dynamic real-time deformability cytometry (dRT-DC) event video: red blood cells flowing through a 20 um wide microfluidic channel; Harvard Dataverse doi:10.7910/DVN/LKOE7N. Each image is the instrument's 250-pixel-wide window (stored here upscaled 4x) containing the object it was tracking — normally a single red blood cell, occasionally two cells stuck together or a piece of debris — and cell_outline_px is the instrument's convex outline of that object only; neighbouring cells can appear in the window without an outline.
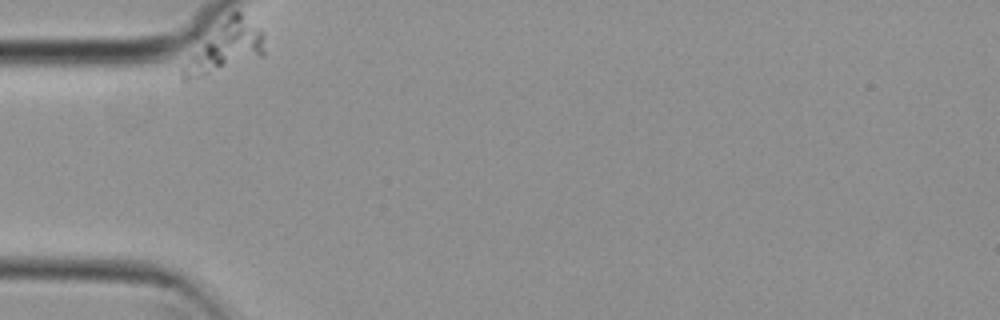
{"species": "common noctule bat (a hibernating species)", "species_latin": "Nyctalus noctula", "temperature_condition": "cold", "stored_images_in_passage": 39, "camera_frame_rate_fps": 3000, "um_per_image_px": 0.085, "animal": {"sex": "female", "body_mass_g": 29.2, "forearm_length_mm": 56.3}, "frame": {"image": 1, "passage_image": 1, "time_ms": 0.0, "image_size_px": [1000, 320], "cell_outline_px": [[264, 56], [204, 76], [188, 80], [184, 80], [180, 76], [180, 72], [192, 56], [228, 16], [232, 12], [240, 12], [260, 28], [264, 32]], "centroid_in_image_um": [19.26, 4.05], "position_along_channel_um": 65.7, "area_um2": 22.43}}
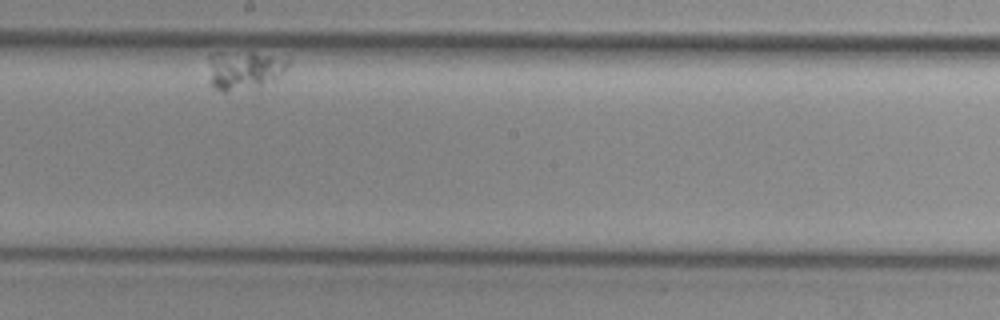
{"frame": {"image": 2, "passage_image": 23, "time_ms": 7.333, "image_size_px": [1000, 320], "cell_outline_px": [[288, 64], [284, 72], [280, 76], [272, 80], [260, 84], [224, 92], [212, 88], [208, 84], [208, 56], [216, 52], [252, 52], [288, 60]], "centroid_in_image_um": [20.62, 5.93], "position_along_channel_um": 227.6, "area_um2": 17.69}}
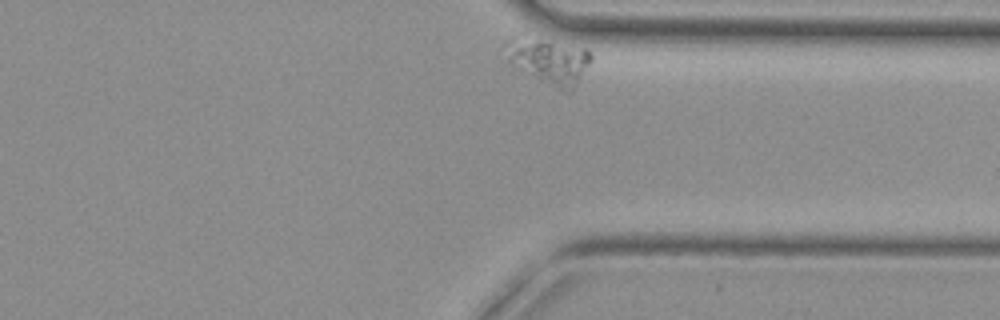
{"frame": {"image": 3, "passage_image": 39, "time_ms": 12.667, "image_size_px": [1000, 320], "cell_outline_px": [[592, 60], [572, 88], [568, 92], [556, 88], [520, 72], [508, 60], [504, 44], [512, 36], [520, 32], [524, 32], [584, 48], [592, 52]], "centroid_in_image_um": [46.57, 5.07], "position_along_channel_um": 364.8, "area_um2": 23.7}}